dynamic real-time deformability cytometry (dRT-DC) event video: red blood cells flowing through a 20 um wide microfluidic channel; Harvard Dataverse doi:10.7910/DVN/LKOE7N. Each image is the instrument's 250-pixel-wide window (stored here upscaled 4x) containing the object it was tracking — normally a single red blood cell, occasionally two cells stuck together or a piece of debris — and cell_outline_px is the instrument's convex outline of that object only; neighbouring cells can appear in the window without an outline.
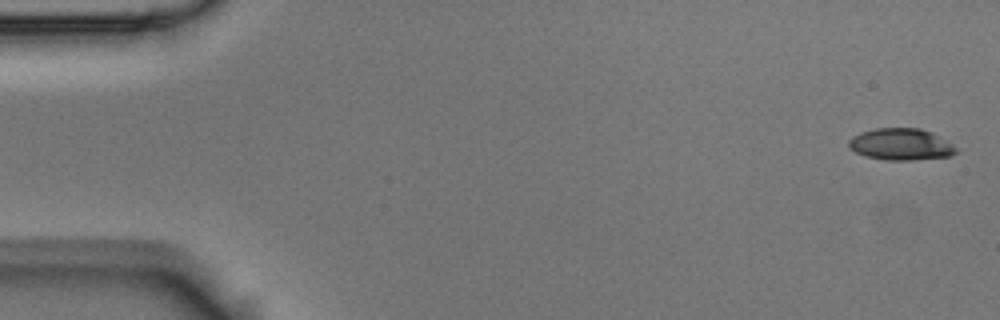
{"species": "Egyptian fruit bat (a non-hibernating species)", "species_latin": "Rousettus aegyptiacus", "temperature_condition": "room temperature", "stored_images_in_passage": 5, "camera_frame_rate_fps": 3000, "um_per_image_px": 0.085, "animal": {"sex": "male"}, "frame": {"image": 1, "passage_image": 1, "time_ms": 0.0, "image_size_px": [1000, 320], "cell_outline_px": [[960, 152], [948, 156], [912, 160], [888, 160], [864, 156], [848, 148], [848, 140], [852, 136], [860, 132], [876, 128], [920, 128], [932, 132], [952, 144]], "centroid_in_image_um": [76.55, 12.26], "position_along_channel_um": 8.4, "area_um2": 19.94}}
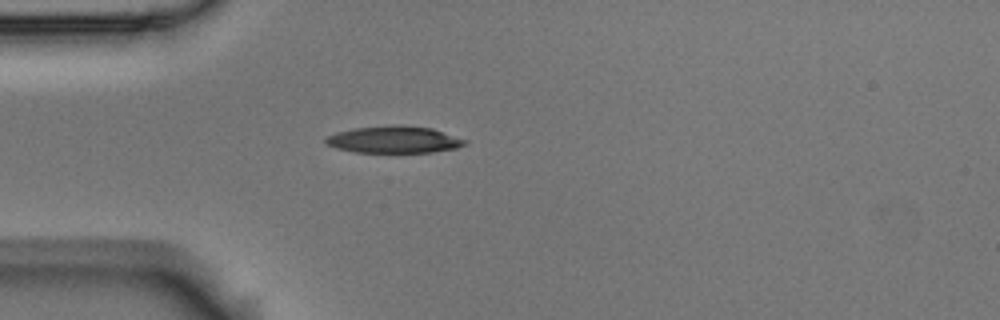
{"frame": {"image": 2, "passage_image": 5, "time_ms": 1.333, "image_size_px": [1000, 320], "cell_outline_px": [[468, 144], [456, 148], [432, 152], [356, 152], [336, 148], [328, 144], [324, 140], [328, 136], [336, 132], [352, 128], [396, 124], [432, 128], [468, 140]], "centroid_in_image_um": [33.52, 11.85], "position_along_channel_um": 51.5, "area_um2": 21.91}}